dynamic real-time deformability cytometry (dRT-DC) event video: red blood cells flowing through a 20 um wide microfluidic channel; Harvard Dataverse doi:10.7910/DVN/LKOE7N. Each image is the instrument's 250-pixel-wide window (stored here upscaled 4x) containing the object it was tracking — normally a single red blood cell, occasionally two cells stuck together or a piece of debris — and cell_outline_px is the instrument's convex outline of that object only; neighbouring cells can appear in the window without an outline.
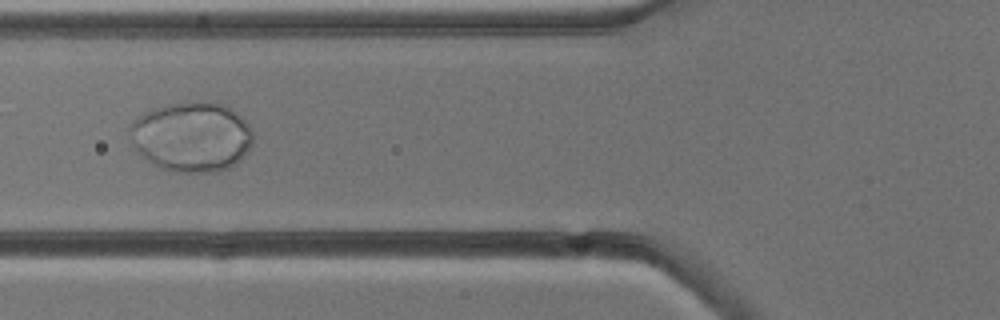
{"species": "common noctule bat (a hibernating species)", "species_latin": "Nyctalus noctula", "temperature_condition": "cold", "stored_images_in_passage": 4, "camera_frame_rate_fps": 3000, "um_per_image_px": 0.085, "animal": {"sex": "male", "body_mass_g": 13.3}, "frame": {"image": 1, "passage_image": 3, "time_ms": 2.333, "image_size_px": [1000, 320], "cell_outline_px": [[252, 144], [248, 152], [236, 164], [228, 168], [216, 172], [180, 172], [160, 168], [152, 164], [132, 144], [128, 128], [128, 124], [144, 112], [152, 108], [168, 104], [220, 104], [232, 108], [248, 124], [252, 132]], "centroid_in_image_um": [16.28, 11.66], "position_along_channel_um": 109.5, "area_um2": 49.77}}